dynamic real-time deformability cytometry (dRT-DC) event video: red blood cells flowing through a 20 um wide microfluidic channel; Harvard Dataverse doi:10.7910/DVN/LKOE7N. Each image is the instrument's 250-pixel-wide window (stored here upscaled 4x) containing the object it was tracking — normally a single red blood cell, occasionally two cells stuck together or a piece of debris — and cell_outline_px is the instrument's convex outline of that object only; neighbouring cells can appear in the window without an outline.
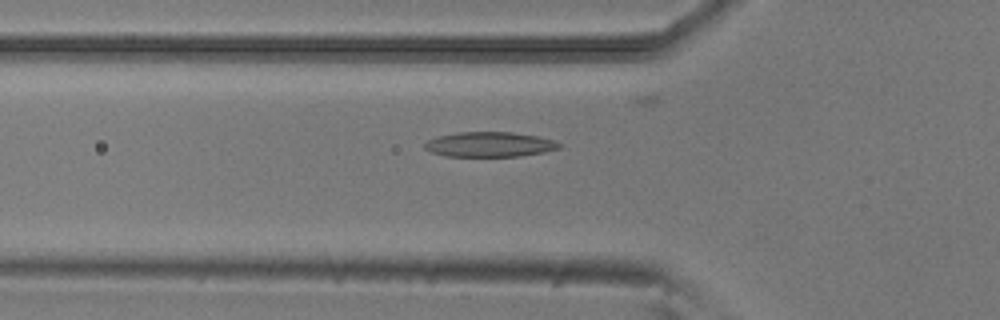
{"species": "common noctule bat (a hibernating species)", "species_latin": "Nyctalus noctula", "temperature_condition": "room temperature", "stored_images_in_passage": 40, "camera_frame_rate_fps": 3000, "um_per_image_px": 0.085, "animal": {"sex": "male", "body_mass_g": 20.5, "forearm_length_mm": 52.5}, "frame": {"image": 1, "passage_image": 11, "time_ms": 3.333, "image_size_px": [1000, 320], "cell_outline_px": [[564, 144], [560, 148], [544, 152], [520, 156], [444, 156], [432, 152], [424, 148], [424, 144], [428, 140], [436, 136], [456, 132], [512, 132], [536, 136], [552, 140]], "centroid_in_image_um": [41.61, 12.27], "position_along_channel_um": 84.2, "area_um2": 19.59}}
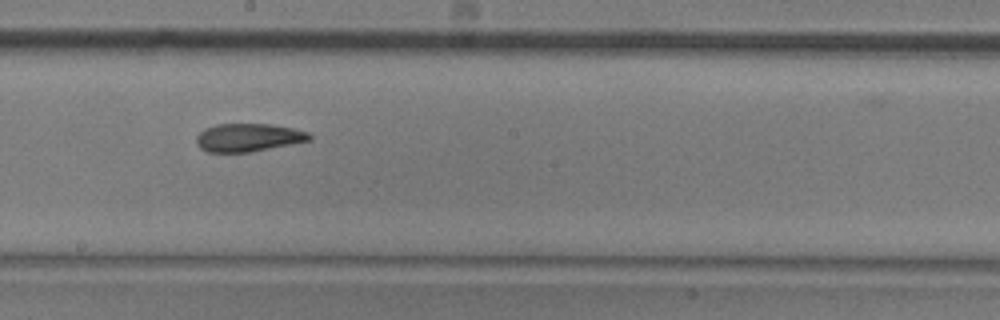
{"frame": {"image": 2, "passage_image": 22, "time_ms": 7.0, "image_size_px": [1000, 320], "cell_outline_px": [[312, 140], [248, 152], [208, 152], [200, 148], [196, 144], [196, 136], [204, 128], [216, 124], [272, 124], [292, 128], [308, 132], [312, 136]], "centroid_in_image_um": [21.08, 11.68], "position_along_channel_um": 227.1, "area_um2": 18.5}}
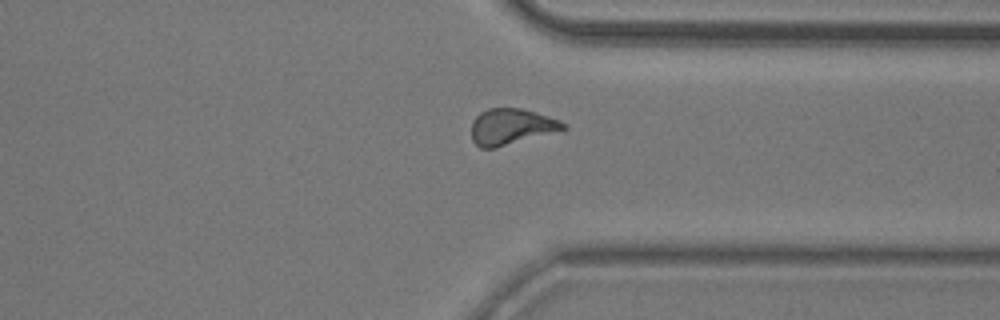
{"frame": {"image": 3, "passage_image": 33, "time_ms": 10.667, "image_size_px": [1000, 320], "cell_outline_px": [[568, 128], [496, 148], [480, 148], [472, 140], [472, 120], [480, 112], [488, 108], [520, 108], [536, 112], [560, 120]], "centroid_in_image_um": [43.43, 10.76], "position_along_channel_um": 368.0, "area_um2": 19.19}}